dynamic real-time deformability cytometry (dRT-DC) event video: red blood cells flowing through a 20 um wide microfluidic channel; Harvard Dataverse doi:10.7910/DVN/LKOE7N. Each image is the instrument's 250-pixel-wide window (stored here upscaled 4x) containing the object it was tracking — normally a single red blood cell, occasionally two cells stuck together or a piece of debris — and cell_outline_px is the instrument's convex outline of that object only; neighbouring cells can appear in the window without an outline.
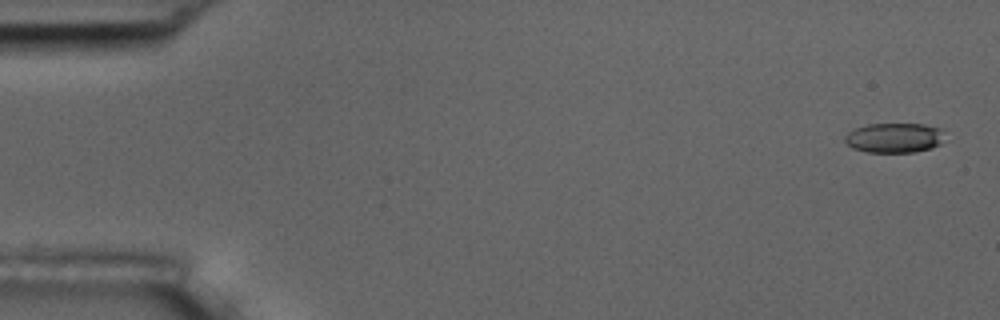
{"species": "common noctule bat (a hibernating species)", "species_latin": "Nyctalus noctula", "temperature_condition": "room temperature", "stored_images_in_passage": 6, "camera_frame_rate_fps": 3000, "um_per_image_px": 0.085, "animal": {"sex": "male", "body_mass_g": 17.5, "forearm_length_mm": 52.3}, "frame": {"image": 1, "passage_image": 1, "time_ms": 0.0, "image_size_px": [1000, 320], "cell_outline_px": [[940, 144], [932, 148], [916, 152], [868, 152], [852, 148], [844, 140], [844, 136], [848, 132], [856, 128], [868, 124], [924, 124], [940, 128]], "centroid_in_image_um": [75.96, 11.72], "position_along_channel_um": 9.0, "area_um2": 17.11}}